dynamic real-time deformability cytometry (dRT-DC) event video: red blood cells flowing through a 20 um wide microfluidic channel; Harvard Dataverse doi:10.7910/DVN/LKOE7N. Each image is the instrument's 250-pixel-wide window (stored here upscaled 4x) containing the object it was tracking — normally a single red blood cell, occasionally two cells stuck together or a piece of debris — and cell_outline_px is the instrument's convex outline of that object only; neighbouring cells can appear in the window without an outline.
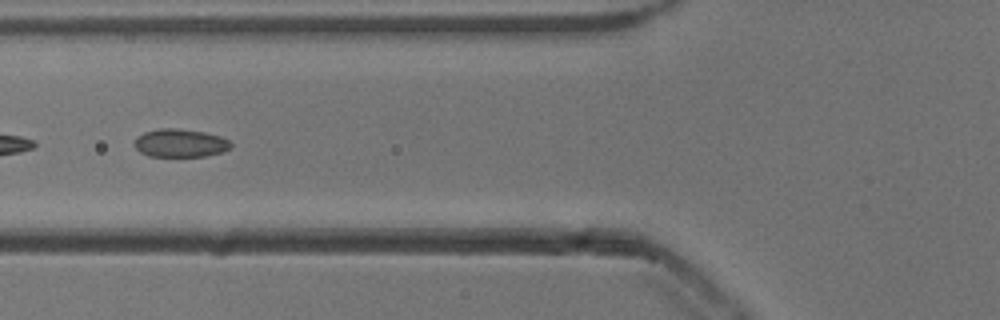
{"species": "common noctule bat (a hibernating species)", "species_latin": "Nyctalus noctula", "temperature_condition": "cold", "stored_images_in_passage": 29, "segment_of_instrument_passage": [2, 2], "camera_frame_rate_fps": 3000, "um_per_image_px": 0.085, "animal": {"sex": "male", "body_mass_g": 13.3}, "frame": {"image": 1, "passage_image": 21, "time_ms": 6.667, "image_size_px": [1000, 320], "cell_outline_px": [[232, 148], [220, 152], [204, 156], [148, 156], [140, 152], [132, 144], [136, 136], [144, 132], [160, 128], [176, 128], [204, 132], [220, 136], [228, 140], [232, 144]], "centroid_in_image_um": [15.28, 12.15], "position_along_channel_um": 110.5, "area_um2": 15.9}}